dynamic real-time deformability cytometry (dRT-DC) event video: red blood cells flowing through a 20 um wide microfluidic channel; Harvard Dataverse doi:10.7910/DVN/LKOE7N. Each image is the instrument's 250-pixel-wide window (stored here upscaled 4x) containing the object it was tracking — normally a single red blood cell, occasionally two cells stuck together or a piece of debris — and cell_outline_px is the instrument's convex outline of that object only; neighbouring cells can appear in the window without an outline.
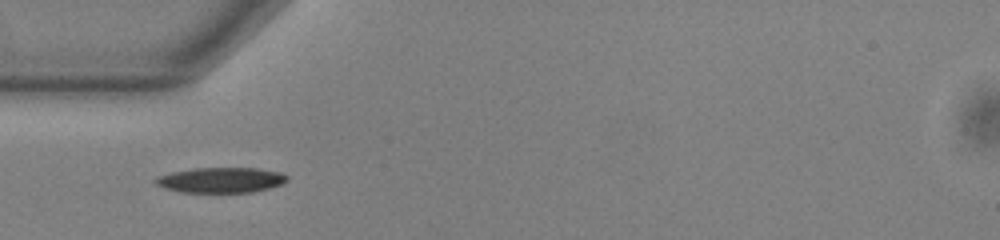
{"species": "common noctule bat (a hibernating species)", "species_latin": "Nyctalus noctula", "temperature_condition": "warm", "stored_images_in_passage": 36, "camera_frame_rate_fps": 3000, "um_per_image_px": 0.085, "animal": {"sex": "male", "body_mass_g": 13.0, "forearm_length_mm": 53.1}, "frame": {"image": 1, "passage_image": 1, "time_ms": 0.0, "image_size_px": [1000, 240], "cell_outline_px": [[288, 180], [280, 184], [268, 188], [252, 192], [180, 192], [164, 188], [156, 184], [152, 180], [156, 176], [172, 172], [196, 168], [256, 168], [280, 172], [288, 176]], "centroid_in_image_um": [18.74, 15.3], "position_along_channel_um": 66.3, "area_um2": 19.36}}
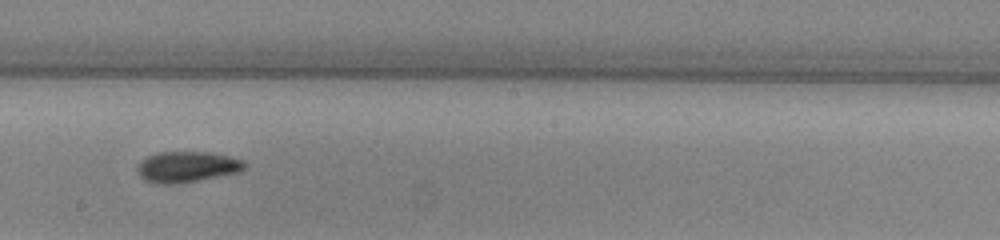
{"frame": {"image": 2, "passage_image": 14, "time_ms": 4.333, "image_size_px": [1000, 240], "cell_outline_px": [[248, 164], [240, 172], [180, 184], [160, 184], [144, 180], [136, 172], [136, 168], [140, 160], [156, 152], [204, 152], [228, 156], [244, 160]], "centroid_in_image_um": [15.87, 14.19], "position_along_channel_um": 232.3, "area_um2": 19.54}}
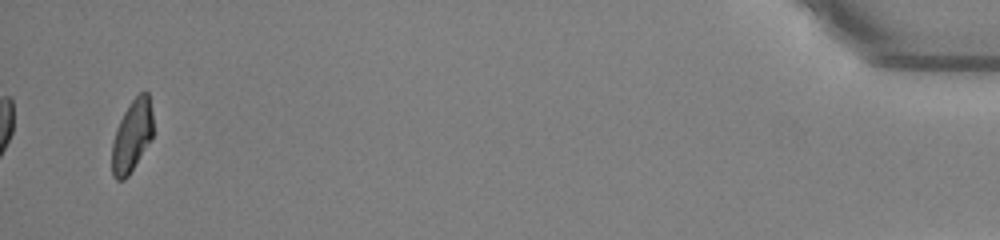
{"frame": {"image": 3, "passage_image": 36, "time_ms": 11.667, "image_size_px": [1000, 240], "cell_outline_px": [[152, 140], [128, 176], [124, 180], [116, 180], [112, 176], [112, 144], [116, 128], [124, 112], [132, 100], [140, 92], [148, 92], [152, 112]], "centroid_in_image_um": [11.22, 11.58], "position_along_channel_um": 424.0, "area_um2": 17.28}, "authors_computed_cell_mechanics": {"area_um2": 18.7561, "velocity_mm_per_s": 3.8443, "shape_relaxation_time_tau1_ms": 3.3705, "shape_relaxation_time_tau2_ms": 3.3098, "deformation_change_tau1": 0.1416, "deformation_change_tau2": 0.094}}